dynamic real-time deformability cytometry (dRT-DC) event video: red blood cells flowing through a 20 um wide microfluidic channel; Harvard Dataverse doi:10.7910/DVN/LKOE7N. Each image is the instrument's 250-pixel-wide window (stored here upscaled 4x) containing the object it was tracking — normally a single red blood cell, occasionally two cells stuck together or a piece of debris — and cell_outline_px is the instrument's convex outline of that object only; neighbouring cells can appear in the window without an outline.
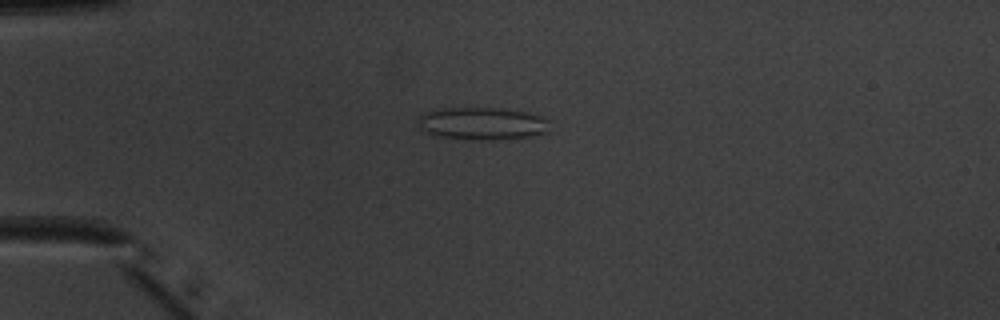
{"species": "common noctule bat (a hibernating species)", "species_latin": "Nyctalus noctula", "temperature_condition": "warm", "stored_images_in_passage": 51, "camera_frame_rate_fps": 3000, "um_per_image_px": 0.085, "animal": {"sex": "male", "body_mass_g": 20.1, "forearm_length_mm": 53.5}, "frame": {"image": 1, "passage_image": 14, "time_ms": 4.333, "image_size_px": [1000, 320], "cell_outline_px": [[552, 120], [548, 132], [532, 136], [504, 140], [468, 140], [436, 136], [420, 128], [416, 120], [424, 112], [436, 108], [508, 108], [540, 116]], "centroid_in_image_um": [41.02, 10.51], "position_along_channel_um": 44.0, "area_um2": 25.66}}
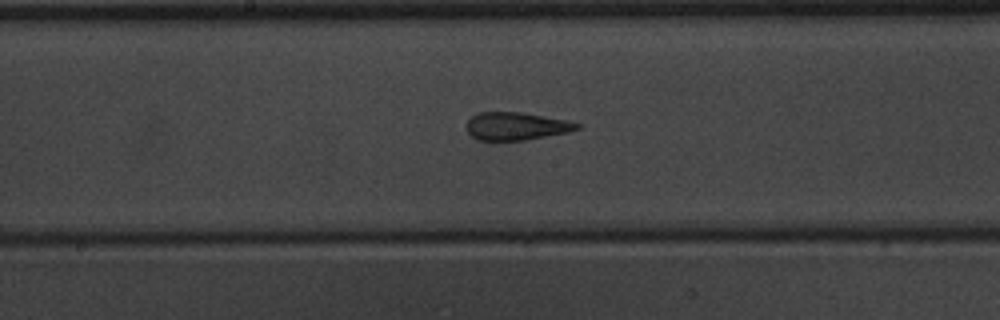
{"frame": {"image": 2, "passage_image": 28, "time_ms": 9.0, "image_size_px": [1000, 320], "cell_outline_px": [[580, 128], [568, 132], [524, 140], [480, 140], [472, 136], [468, 132], [464, 124], [476, 112], [520, 112], [568, 120], [580, 124]], "centroid_in_image_um": [43.85, 10.71], "position_along_channel_um": 204.4, "area_um2": 17.92}}
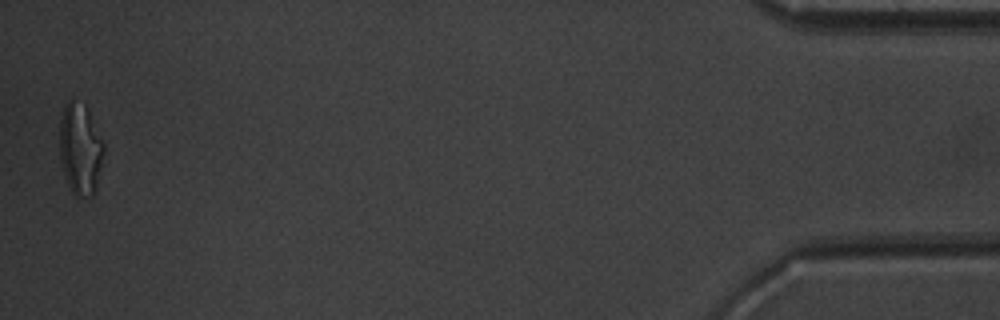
{"frame": {"image": 3, "passage_image": 51, "time_ms": 16.667, "image_size_px": [1000, 320], "cell_outline_px": [[104, 148], [96, 192], [92, 196], [76, 196], [72, 192], [68, 184], [60, 160], [60, 120], [64, 104], [68, 100], [72, 100], [84, 104], [104, 144]], "centroid_in_image_um": [6.81, 12.68], "position_along_channel_um": 428.4, "area_um2": 23.24}, "authors_computed_cell_mechanics": {"area_um2": 19.7676, "velocity_mm_per_s": 4.0152, "shape_relaxation_time_tau1_ms": null, "shape_relaxation_time_tau2_ms": 1.6202, "deformation_change_tau1": null, "deformation_change_tau2": 0.1213}}